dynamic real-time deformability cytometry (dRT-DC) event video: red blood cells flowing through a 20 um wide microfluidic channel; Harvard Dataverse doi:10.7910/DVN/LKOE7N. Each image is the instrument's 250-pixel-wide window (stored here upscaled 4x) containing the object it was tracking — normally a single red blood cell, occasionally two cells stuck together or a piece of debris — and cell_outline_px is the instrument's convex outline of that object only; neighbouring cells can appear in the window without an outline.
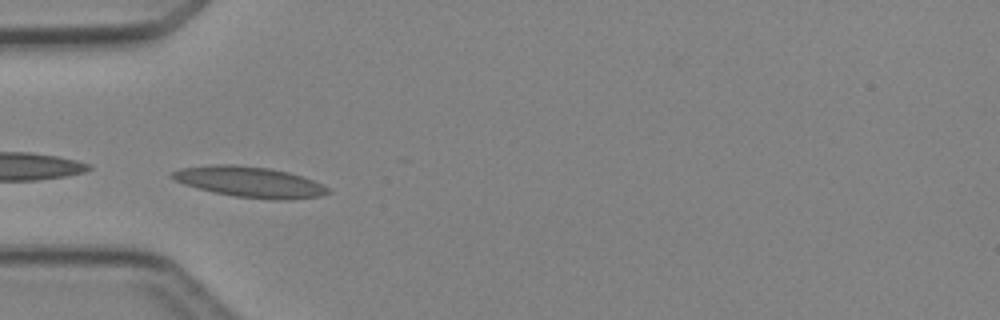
{"species": "Egyptian fruit bat (a non-hibernating species)", "species_latin": "Rousettus aegyptiacus", "temperature_condition": "cold", "stored_images_in_passage": 38, "camera_frame_rate_fps": 3000, "um_per_image_px": 0.085, "animal": {"sex": "female"}, "frame": {"image": 1, "passage_image": 5, "time_ms": 1.333, "image_size_px": [1000, 320], "cell_outline_px": [[332, 192], [320, 196], [280, 200], [276, 200], [232, 196], [184, 184], [168, 176], [172, 172], [180, 168], [212, 164], [236, 164], [268, 168], [288, 172], [312, 180], [328, 188]], "centroid_in_image_um": [21.19, 15.45], "position_along_channel_um": 63.8, "area_um2": 27.57}}
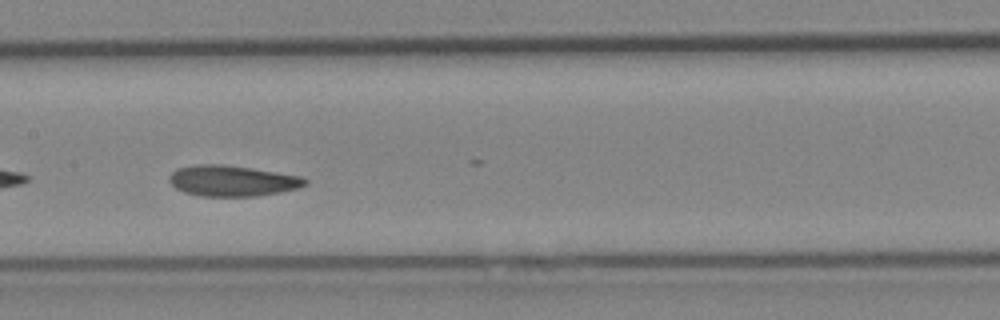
{"frame": {"image": 2, "passage_image": 14, "time_ms": 4.333, "image_size_px": [1000, 320], "cell_outline_px": [[308, 184], [300, 188], [280, 192], [256, 196], [200, 196], [184, 192], [176, 188], [168, 180], [168, 176], [176, 168], [196, 164], [220, 164], [252, 168], [304, 176], [308, 180]], "centroid_in_image_um": [19.77, 15.36], "position_along_channel_um": 187.6, "area_um2": 24.68}}
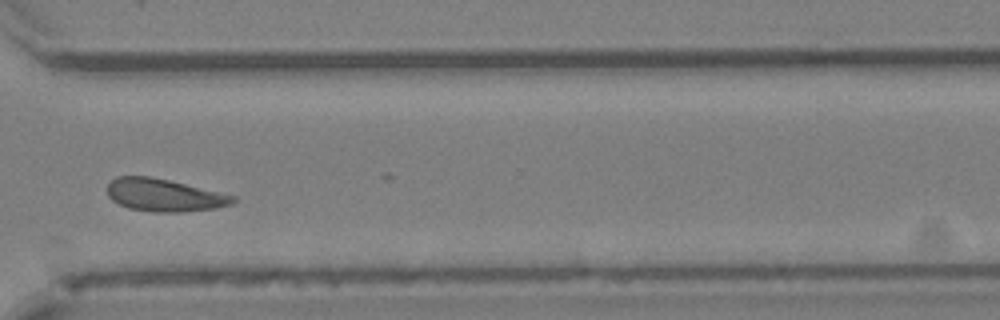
{"frame": {"image": 3, "passage_image": 26, "time_ms": 8.333, "image_size_px": [1000, 320], "cell_outline_px": [[236, 200], [232, 204], [212, 208], [184, 212], [152, 212], [128, 208], [112, 200], [108, 196], [108, 184], [116, 176], [152, 176], [236, 196]], "centroid_in_image_um": [13.93, 16.58], "position_along_channel_um": 356.7, "area_um2": 23.76}, "authors_computed_cell_mechanics": {"area_um2": 24.0448, "velocity_mm_per_s": 4.2013, "shape_relaxation_time_tau1_ms": 3.5332, "shape_relaxation_time_tau2_ms": 4.0712, "deformation_change_tau1": 0.0984, "deformation_change_tau2": 0.0995}}